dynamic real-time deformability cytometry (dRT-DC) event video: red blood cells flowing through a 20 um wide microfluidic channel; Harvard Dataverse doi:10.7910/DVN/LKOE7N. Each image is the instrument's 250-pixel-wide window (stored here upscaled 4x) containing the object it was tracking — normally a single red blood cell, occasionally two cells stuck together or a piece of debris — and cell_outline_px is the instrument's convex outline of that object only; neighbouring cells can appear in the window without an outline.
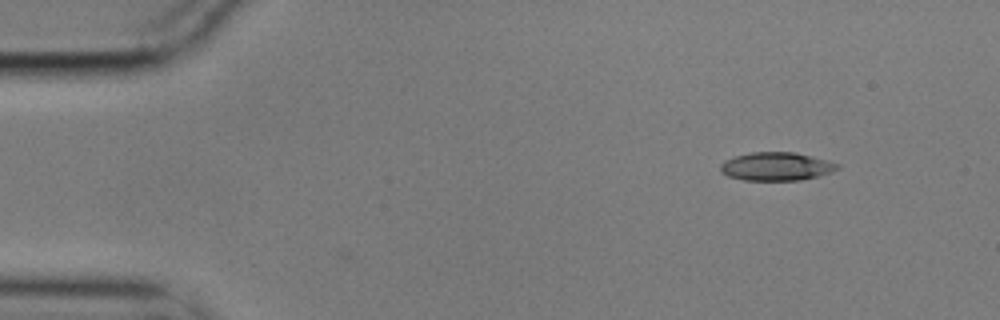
{"species": "common noctule bat (a hibernating species)", "species_latin": "Nyctalus noctula", "temperature_condition": "cold", "stored_images_in_passage": 2, "camera_frame_rate_fps": 3000, "um_per_image_px": 0.085, "animal": {"sex": "male", "body_mass_g": 17.9}, "frame": {"image": 1, "passage_image": 1, "time_ms": 0.0, "image_size_px": [1000, 320], "cell_outline_px": [[840, 168], [832, 172], [820, 176], [800, 180], [744, 180], [728, 176], [720, 172], [720, 164], [724, 160], [736, 156], [752, 152], [796, 152], [828, 160], [840, 164]], "centroid_in_image_um": [66.01, 14.15], "position_along_channel_um": 19.0, "area_um2": 19.48}}